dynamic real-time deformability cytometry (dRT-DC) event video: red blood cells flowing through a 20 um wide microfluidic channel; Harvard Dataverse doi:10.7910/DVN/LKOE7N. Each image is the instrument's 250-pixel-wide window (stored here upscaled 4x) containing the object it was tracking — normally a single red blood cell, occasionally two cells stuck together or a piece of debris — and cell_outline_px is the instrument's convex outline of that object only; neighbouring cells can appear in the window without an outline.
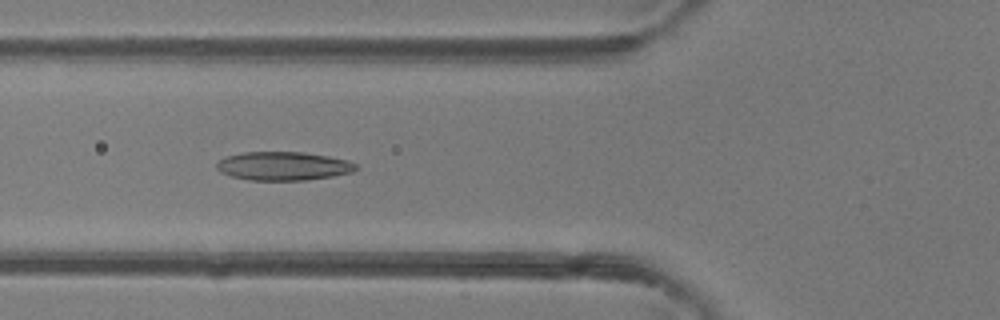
{"species": "common noctule bat (a hibernating species)", "species_latin": "Nyctalus noctula", "temperature_condition": "room temperature", "stored_images_in_passage": 40, "camera_frame_rate_fps": 3000, "um_per_image_px": 0.085, "animal": {"sex": "female"}, "frame": {"image": 1, "passage_image": 13, "time_ms": 4.0, "image_size_px": [1000, 320], "cell_outline_px": [[356, 168], [352, 172], [332, 176], [304, 180], [248, 180], [232, 176], [220, 172], [216, 168], [216, 164], [220, 160], [228, 156], [244, 152], [304, 152], [328, 156], [348, 160], [356, 164]], "centroid_in_image_um": [24.07, 14.11], "position_along_channel_um": 101.7, "area_um2": 23.06}}
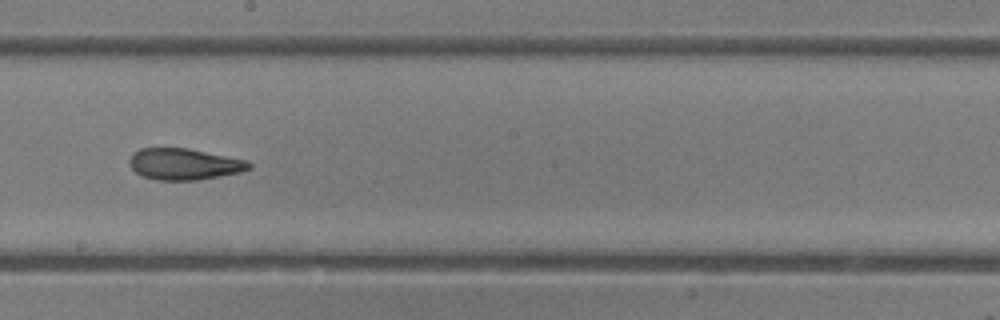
{"frame": {"image": 2, "passage_image": 22, "time_ms": 7.0, "image_size_px": [1000, 320], "cell_outline_px": [[252, 168], [240, 172], [220, 176], [196, 180], [156, 180], [140, 176], [128, 164], [128, 160], [132, 152], [140, 148], [188, 148], [248, 160], [252, 164]], "centroid_in_image_um": [15.63, 13.94], "position_along_channel_um": 232.6, "area_um2": 22.14}}
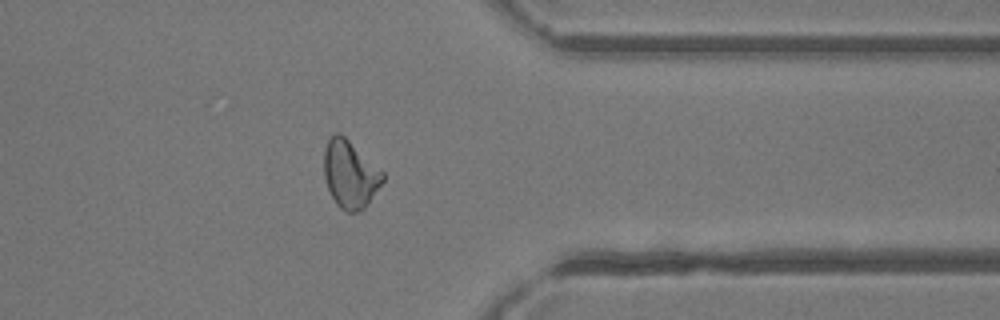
{"frame": {"image": 3, "passage_image": 33, "time_ms": 10.667, "image_size_px": [1000, 320], "cell_outline_px": [[384, 180], [364, 208], [356, 212], [344, 212], [336, 204], [328, 188], [324, 176], [324, 148], [328, 140], [336, 132], [340, 132], [384, 172]], "centroid_in_image_um": [29.75, 14.81], "position_along_channel_um": 381.7, "area_um2": 23.0}}